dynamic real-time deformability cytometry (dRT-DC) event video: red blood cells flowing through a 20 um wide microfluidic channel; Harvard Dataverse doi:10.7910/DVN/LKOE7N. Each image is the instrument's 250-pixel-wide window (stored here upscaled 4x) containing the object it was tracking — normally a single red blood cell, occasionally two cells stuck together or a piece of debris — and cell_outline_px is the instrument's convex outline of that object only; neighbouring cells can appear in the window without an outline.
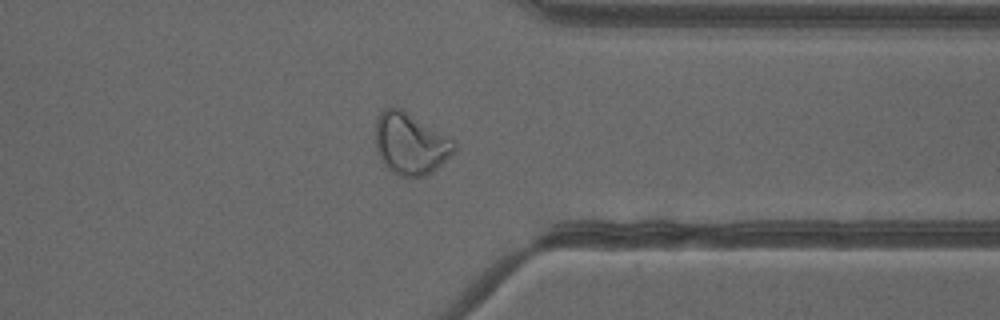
{"species": "common noctule bat (a hibernating species)", "species_latin": "Nyctalus noctula", "temperature_condition": "cold", "stored_images_in_passage": 38, "camera_frame_rate_fps": 3000, "um_per_image_px": 0.085, "animal": {"sex": "female"}, "frame": {"image": 1, "passage_image": 27, "time_ms": 8.667, "image_size_px": [1000, 320], "cell_outline_px": [[456, 148], [432, 172], [424, 176], [408, 180], [392, 172], [384, 164], [376, 152], [376, 120], [380, 112], [384, 108], [400, 108], [452, 140], [456, 144]], "centroid_in_image_um": [34.83, 12.26], "position_along_channel_um": 376.6, "area_um2": 27.86}, "authors_computed_cell_mechanics": {"area_um2": 27.3394, "velocity_mm_per_s": 3.9854, "shape_relaxation_time_tau1_ms": null, "shape_relaxation_time_tau2_ms": 2.0536, "deformation_change_tau1": null, "deformation_change_tau2": 0.0978}}